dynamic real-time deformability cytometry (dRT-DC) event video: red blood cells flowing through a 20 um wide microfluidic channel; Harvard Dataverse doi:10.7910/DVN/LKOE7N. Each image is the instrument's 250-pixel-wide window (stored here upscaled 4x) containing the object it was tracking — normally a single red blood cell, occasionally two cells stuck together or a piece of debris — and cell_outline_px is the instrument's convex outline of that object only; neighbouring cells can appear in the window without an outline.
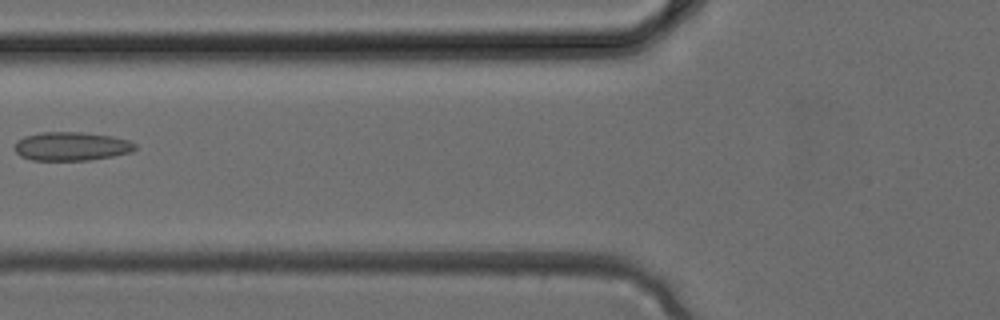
{"species": "common noctule bat (a hibernating species)", "species_latin": "Nyctalus noctula", "temperature_condition": "cold", "stored_images_in_passage": 4, "camera_frame_rate_fps": 3000, "um_per_image_px": 0.085, "animal": {"sex": "female", "body_mass_g": 24.6, "forearm_length_mm": 56.2}, "frame": {"image": 1, "passage_image": 4, "time_ms": 1.0, "image_size_px": [1000, 320], "cell_outline_px": [[136, 148], [132, 152], [112, 156], [88, 160], [32, 160], [20, 156], [12, 148], [16, 140], [24, 136], [44, 132], [80, 132], [112, 136], [128, 140], [136, 144]], "centroid_in_image_um": [6.03, 12.43], "position_along_channel_um": 119.8, "area_um2": 20.23}}